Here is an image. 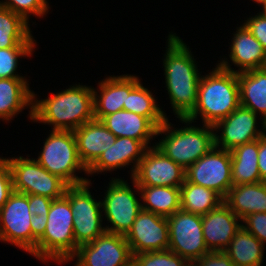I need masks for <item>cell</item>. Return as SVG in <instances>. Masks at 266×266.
Wrapping results in <instances>:
<instances>
[{
	"label": "cell",
	"mask_w": 266,
	"mask_h": 266,
	"mask_svg": "<svg viewBox=\"0 0 266 266\" xmlns=\"http://www.w3.org/2000/svg\"><path fill=\"white\" fill-rule=\"evenodd\" d=\"M125 238L132 255L168 250L169 228L167 217L141 210Z\"/></svg>",
	"instance_id": "2e32d148"
},
{
	"label": "cell",
	"mask_w": 266,
	"mask_h": 266,
	"mask_svg": "<svg viewBox=\"0 0 266 266\" xmlns=\"http://www.w3.org/2000/svg\"><path fill=\"white\" fill-rule=\"evenodd\" d=\"M232 186L259 183L258 140L239 145L231 150Z\"/></svg>",
	"instance_id": "484cf974"
},
{
	"label": "cell",
	"mask_w": 266,
	"mask_h": 266,
	"mask_svg": "<svg viewBox=\"0 0 266 266\" xmlns=\"http://www.w3.org/2000/svg\"><path fill=\"white\" fill-rule=\"evenodd\" d=\"M131 181L134 190L123 178L115 177L109 182L101 201L103 218L107 219L111 226H105L106 232L126 236L142 210L138 185L132 178Z\"/></svg>",
	"instance_id": "52a82bcc"
},
{
	"label": "cell",
	"mask_w": 266,
	"mask_h": 266,
	"mask_svg": "<svg viewBox=\"0 0 266 266\" xmlns=\"http://www.w3.org/2000/svg\"><path fill=\"white\" fill-rule=\"evenodd\" d=\"M74 259L75 266H131L133 255L125 236L105 232L80 245L68 262Z\"/></svg>",
	"instance_id": "7c38bea8"
},
{
	"label": "cell",
	"mask_w": 266,
	"mask_h": 266,
	"mask_svg": "<svg viewBox=\"0 0 266 266\" xmlns=\"http://www.w3.org/2000/svg\"><path fill=\"white\" fill-rule=\"evenodd\" d=\"M23 156L6 158L10 167L13 190L27 195L61 198L67 184L58 176L50 174L35 158Z\"/></svg>",
	"instance_id": "9c48e42d"
},
{
	"label": "cell",
	"mask_w": 266,
	"mask_h": 266,
	"mask_svg": "<svg viewBox=\"0 0 266 266\" xmlns=\"http://www.w3.org/2000/svg\"><path fill=\"white\" fill-rule=\"evenodd\" d=\"M91 181L67 186L64 196L69 200L73 212L75 243L80 246L94 241L106 232L103 226L101 200H96L90 192Z\"/></svg>",
	"instance_id": "ba28073f"
},
{
	"label": "cell",
	"mask_w": 266,
	"mask_h": 266,
	"mask_svg": "<svg viewBox=\"0 0 266 266\" xmlns=\"http://www.w3.org/2000/svg\"><path fill=\"white\" fill-rule=\"evenodd\" d=\"M73 219L69 200L64 195L53 199L44 235L31 255L47 264L50 260L68 263L79 247L74 240Z\"/></svg>",
	"instance_id": "5b68a950"
},
{
	"label": "cell",
	"mask_w": 266,
	"mask_h": 266,
	"mask_svg": "<svg viewBox=\"0 0 266 266\" xmlns=\"http://www.w3.org/2000/svg\"><path fill=\"white\" fill-rule=\"evenodd\" d=\"M32 213L28 195L13 192L0 209V241L32 253Z\"/></svg>",
	"instance_id": "4fadbf2b"
},
{
	"label": "cell",
	"mask_w": 266,
	"mask_h": 266,
	"mask_svg": "<svg viewBox=\"0 0 266 266\" xmlns=\"http://www.w3.org/2000/svg\"><path fill=\"white\" fill-rule=\"evenodd\" d=\"M241 226V219L224 202L202 215L203 237L208 251H225Z\"/></svg>",
	"instance_id": "ffe728a7"
},
{
	"label": "cell",
	"mask_w": 266,
	"mask_h": 266,
	"mask_svg": "<svg viewBox=\"0 0 266 266\" xmlns=\"http://www.w3.org/2000/svg\"><path fill=\"white\" fill-rule=\"evenodd\" d=\"M50 132L43 142V149L35 160L68 186L91 181L76 175L77 171L87 174V169L79 159L73 131L51 130Z\"/></svg>",
	"instance_id": "8992f818"
},
{
	"label": "cell",
	"mask_w": 266,
	"mask_h": 266,
	"mask_svg": "<svg viewBox=\"0 0 266 266\" xmlns=\"http://www.w3.org/2000/svg\"><path fill=\"white\" fill-rule=\"evenodd\" d=\"M236 29L229 47V60L222 58L218 65L234 73L266 67V51L262 44L252 35L244 23ZM230 61L238 67V70L231 67Z\"/></svg>",
	"instance_id": "e0dca14e"
},
{
	"label": "cell",
	"mask_w": 266,
	"mask_h": 266,
	"mask_svg": "<svg viewBox=\"0 0 266 266\" xmlns=\"http://www.w3.org/2000/svg\"><path fill=\"white\" fill-rule=\"evenodd\" d=\"M80 161L88 169L106 149L114 144L116 136L100 121L93 119L73 131Z\"/></svg>",
	"instance_id": "44dd1931"
},
{
	"label": "cell",
	"mask_w": 266,
	"mask_h": 266,
	"mask_svg": "<svg viewBox=\"0 0 266 266\" xmlns=\"http://www.w3.org/2000/svg\"><path fill=\"white\" fill-rule=\"evenodd\" d=\"M264 246L241 226L224 252L236 266H263Z\"/></svg>",
	"instance_id": "4316f807"
},
{
	"label": "cell",
	"mask_w": 266,
	"mask_h": 266,
	"mask_svg": "<svg viewBox=\"0 0 266 266\" xmlns=\"http://www.w3.org/2000/svg\"><path fill=\"white\" fill-rule=\"evenodd\" d=\"M185 179L214 190L224 199L232 187L231 151L214 146L185 170Z\"/></svg>",
	"instance_id": "8fae6325"
},
{
	"label": "cell",
	"mask_w": 266,
	"mask_h": 266,
	"mask_svg": "<svg viewBox=\"0 0 266 266\" xmlns=\"http://www.w3.org/2000/svg\"><path fill=\"white\" fill-rule=\"evenodd\" d=\"M196 262L199 266H236L224 251H209Z\"/></svg>",
	"instance_id": "74e56055"
},
{
	"label": "cell",
	"mask_w": 266,
	"mask_h": 266,
	"mask_svg": "<svg viewBox=\"0 0 266 266\" xmlns=\"http://www.w3.org/2000/svg\"><path fill=\"white\" fill-rule=\"evenodd\" d=\"M265 134H266V120L264 122Z\"/></svg>",
	"instance_id": "f6af8a7d"
},
{
	"label": "cell",
	"mask_w": 266,
	"mask_h": 266,
	"mask_svg": "<svg viewBox=\"0 0 266 266\" xmlns=\"http://www.w3.org/2000/svg\"><path fill=\"white\" fill-rule=\"evenodd\" d=\"M262 9L260 10V12L266 16V4L262 7Z\"/></svg>",
	"instance_id": "ee69618b"
},
{
	"label": "cell",
	"mask_w": 266,
	"mask_h": 266,
	"mask_svg": "<svg viewBox=\"0 0 266 266\" xmlns=\"http://www.w3.org/2000/svg\"><path fill=\"white\" fill-rule=\"evenodd\" d=\"M223 201L241 220L252 213L266 212V183L232 186Z\"/></svg>",
	"instance_id": "d4e9b609"
},
{
	"label": "cell",
	"mask_w": 266,
	"mask_h": 266,
	"mask_svg": "<svg viewBox=\"0 0 266 266\" xmlns=\"http://www.w3.org/2000/svg\"><path fill=\"white\" fill-rule=\"evenodd\" d=\"M258 168L261 181L266 183V134L258 139Z\"/></svg>",
	"instance_id": "60d3db41"
},
{
	"label": "cell",
	"mask_w": 266,
	"mask_h": 266,
	"mask_svg": "<svg viewBox=\"0 0 266 266\" xmlns=\"http://www.w3.org/2000/svg\"><path fill=\"white\" fill-rule=\"evenodd\" d=\"M186 126L174 128L169 118L157 129L156 136L162 134L155 146L183 169H187L215 146L213 126L202 124L192 126V121L178 118ZM191 124V125H190Z\"/></svg>",
	"instance_id": "277c9868"
},
{
	"label": "cell",
	"mask_w": 266,
	"mask_h": 266,
	"mask_svg": "<svg viewBox=\"0 0 266 266\" xmlns=\"http://www.w3.org/2000/svg\"><path fill=\"white\" fill-rule=\"evenodd\" d=\"M258 118L252 110L240 105L213 126L215 146L231 151L239 145L260 139L265 134V128L264 124L258 127Z\"/></svg>",
	"instance_id": "5bb4252c"
},
{
	"label": "cell",
	"mask_w": 266,
	"mask_h": 266,
	"mask_svg": "<svg viewBox=\"0 0 266 266\" xmlns=\"http://www.w3.org/2000/svg\"><path fill=\"white\" fill-rule=\"evenodd\" d=\"M241 223L245 230L258 238L262 244H266V212L249 214Z\"/></svg>",
	"instance_id": "e575fe53"
},
{
	"label": "cell",
	"mask_w": 266,
	"mask_h": 266,
	"mask_svg": "<svg viewBox=\"0 0 266 266\" xmlns=\"http://www.w3.org/2000/svg\"><path fill=\"white\" fill-rule=\"evenodd\" d=\"M186 266H199V264L196 261L188 262Z\"/></svg>",
	"instance_id": "7bdbcfd3"
},
{
	"label": "cell",
	"mask_w": 266,
	"mask_h": 266,
	"mask_svg": "<svg viewBox=\"0 0 266 266\" xmlns=\"http://www.w3.org/2000/svg\"><path fill=\"white\" fill-rule=\"evenodd\" d=\"M189 261L170 250L133 255V266H186Z\"/></svg>",
	"instance_id": "d6a6232c"
},
{
	"label": "cell",
	"mask_w": 266,
	"mask_h": 266,
	"mask_svg": "<svg viewBox=\"0 0 266 266\" xmlns=\"http://www.w3.org/2000/svg\"><path fill=\"white\" fill-rule=\"evenodd\" d=\"M167 222L168 250L189 262L197 261L209 252L203 237L202 215L180 209L167 217Z\"/></svg>",
	"instance_id": "30bf717a"
},
{
	"label": "cell",
	"mask_w": 266,
	"mask_h": 266,
	"mask_svg": "<svg viewBox=\"0 0 266 266\" xmlns=\"http://www.w3.org/2000/svg\"><path fill=\"white\" fill-rule=\"evenodd\" d=\"M0 6L20 15L28 23L29 16L43 18L50 9L47 0H5L0 1Z\"/></svg>",
	"instance_id": "836d02e7"
},
{
	"label": "cell",
	"mask_w": 266,
	"mask_h": 266,
	"mask_svg": "<svg viewBox=\"0 0 266 266\" xmlns=\"http://www.w3.org/2000/svg\"><path fill=\"white\" fill-rule=\"evenodd\" d=\"M142 210L169 217L181 209L180 187L138 186Z\"/></svg>",
	"instance_id": "f1b7e54d"
},
{
	"label": "cell",
	"mask_w": 266,
	"mask_h": 266,
	"mask_svg": "<svg viewBox=\"0 0 266 266\" xmlns=\"http://www.w3.org/2000/svg\"><path fill=\"white\" fill-rule=\"evenodd\" d=\"M148 147L141 141L129 137H116L114 144L106 149L99 158L87 169V175L116 171L132 166L131 177ZM133 165H132V164Z\"/></svg>",
	"instance_id": "ac0fdd59"
},
{
	"label": "cell",
	"mask_w": 266,
	"mask_h": 266,
	"mask_svg": "<svg viewBox=\"0 0 266 266\" xmlns=\"http://www.w3.org/2000/svg\"><path fill=\"white\" fill-rule=\"evenodd\" d=\"M26 78L0 79V120L8 122L25 109L33 120V93Z\"/></svg>",
	"instance_id": "603a6c76"
},
{
	"label": "cell",
	"mask_w": 266,
	"mask_h": 266,
	"mask_svg": "<svg viewBox=\"0 0 266 266\" xmlns=\"http://www.w3.org/2000/svg\"><path fill=\"white\" fill-rule=\"evenodd\" d=\"M33 93V122L53 126L52 130L74 131L94 118L93 87L74 84L37 100Z\"/></svg>",
	"instance_id": "7a4b0ae2"
},
{
	"label": "cell",
	"mask_w": 266,
	"mask_h": 266,
	"mask_svg": "<svg viewBox=\"0 0 266 266\" xmlns=\"http://www.w3.org/2000/svg\"><path fill=\"white\" fill-rule=\"evenodd\" d=\"M13 192L12 176L8 161L6 158L0 157V209Z\"/></svg>",
	"instance_id": "d590c367"
},
{
	"label": "cell",
	"mask_w": 266,
	"mask_h": 266,
	"mask_svg": "<svg viewBox=\"0 0 266 266\" xmlns=\"http://www.w3.org/2000/svg\"><path fill=\"white\" fill-rule=\"evenodd\" d=\"M116 137H129L143 142L148 148L157 134V127L147 118L134 112L120 110L100 119ZM150 144V145H149Z\"/></svg>",
	"instance_id": "7402d4cb"
},
{
	"label": "cell",
	"mask_w": 266,
	"mask_h": 266,
	"mask_svg": "<svg viewBox=\"0 0 266 266\" xmlns=\"http://www.w3.org/2000/svg\"><path fill=\"white\" fill-rule=\"evenodd\" d=\"M207 75L201 76L197 102L194 110L186 117L196 122L214 126L240 106L237 73L228 71L218 64Z\"/></svg>",
	"instance_id": "3957f363"
},
{
	"label": "cell",
	"mask_w": 266,
	"mask_h": 266,
	"mask_svg": "<svg viewBox=\"0 0 266 266\" xmlns=\"http://www.w3.org/2000/svg\"><path fill=\"white\" fill-rule=\"evenodd\" d=\"M30 24L20 15L0 6V49L36 47Z\"/></svg>",
	"instance_id": "83f0119b"
},
{
	"label": "cell",
	"mask_w": 266,
	"mask_h": 266,
	"mask_svg": "<svg viewBox=\"0 0 266 266\" xmlns=\"http://www.w3.org/2000/svg\"><path fill=\"white\" fill-rule=\"evenodd\" d=\"M252 1L259 4V6L261 5V7H263L266 4V0H252Z\"/></svg>",
	"instance_id": "b9f144b4"
},
{
	"label": "cell",
	"mask_w": 266,
	"mask_h": 266,
	"mask_svg": "<svg viewBox=\"0 0 266 266\" xmlns=\"http://www.w3.org/2000/svg\"><path fill=\"white\" fill-rule=\"evenodd\" d=\"M181 209L194 214L204 215L216 209L223 198L214 190L188 182L180 186Z\"/></svg>",
	"instance_id": "f546056e"
},
{
	"label": "cell",
	"mask_w": 266,
	"mask_h": 266,
	"mask_svg": "<svg viewBox=\"0 0 266 266\" xmlns=\"http://www.w3.org/2000/svg\"><path fill=\"white\" fill-rule=\"evenodd\" d=\"M138 76H107L101 80L97 88H93L94 118L102 117L123 110L129 92L140 82ZM100 92V93H99Z\"/></svg>",
	"instance_id": "d6986e66"
},
{
	"label": "cell",
	"mask_w": 266,
	"mask_h": 266,
	"mask_svg": "<svg viewBox=\"0 0 266 266\" xmlns=\"http://www.w3.org/2000/svg\"><path fill=\"white\" fill-rule=\"evenodd\" d=\"M153 93L141 81L129 92L123 110L147 117L157 128L168 118Z\"/></svg>",
	"instance_id": "4dcf8cb0"
},
{
	"label": "cell",
	"mask_w": 266,
	"mask_h": 266,
	"mask_svg": "<svg viewBox=\"0 0 266 266\" xmlns=\"http://www.w3.org/2000/svg\"><path fill=\"white\" fill-rule=\"evenodd\" d=\"M240 105L252 110L266 120V67L237 73Z\"/></svg>",
	"instance_id": "cb8c5ba5"
},
{
	"label": "cell",
	"mask_w": 266,
	"mask_h": 266,
	"mask_svg": "<svg viewBox=\"0 0 266 266\" xmlns=\"http://www.w3.org/2000/svg\"><path fill=\"white\" fill-rule=\"evenodd\" d=\"M244 24L266 51V16L259 11L256 15L244 20Z\"/></svg>",
	"instance_id": "8d00e7d4"
},
{
	"label": "cell",
	"mask_w": 266,
	"mask_h": 266,
	"mask_svg": "<svg viewBox=\"0 0 266 266\" xmlns=\"http://www.w3.org/2000/svg\"><path fill=\"white\" fill-rule=\"evenodd\" d=\"M163 60L165 87L177 118H186L195 108L201 74L186 43L170 32Z\"/></svg>",
	"instance_id": "6da1fadb"
},
{
	"label": "cell",
	"mask_w": 266,
	"mask_h": 266,
	"mask_svg": "<svg viewBox=\"0 0 266 266\" xmlns=\"http://www.w3.org/2000/svg\"><path fill=\"white\" fill-rule=\"evenodd\" d=\"M36 47H11L0 49V79L26 78L16 71L20 58L30 57Z\"/></svg>",
	"instance_id": "1f68e13d"
},
{
	"label": "cell",
	"mask_w": 266,
	"mask_h": 266,
	"mask_svg": "<svg viewBox=\"0 0 266 266\" xmlns=\"http://www.w3.org/2000/svg\"><path fill=\"white\" fill-rule=\"evenodd\" d=\"M48 215H32L30 220L32 229V252L36 248L37 241L44 235Z\"/></svg>",
	"instance_id": "ab89813d"
},
{
	"label": "cell",
	"mask_w": 266,
	"mask_h": 266,
	"mask_svg": "<svg viewBox=\"0 0 266 266\" xmlns=\"http://www.w3.org/2000/svg\"><path fill=\"white\" fill-rule=\"evenodd\" d=\"M52 201L46 196L28 195L29 210L33 215H48Z\"/></svg>",
	"instance_id": "f35d334b"
},
{
	"label": "cell",
	"mask_w": 266,
	"mask_h": 266,
	"mask_svg": "<svg viewBox=\"0 0 266 266\" xmlns=\"http://www.w3.org/2000/svg\"><path fill=\"white\" fill-rule=\"evenodd\" d=\"M131 178L138 186L180 187L185 181V169L153 146L145 151Z\"/></svg>",
	"instance_id": "9a60e30c"
}]
</instances>
